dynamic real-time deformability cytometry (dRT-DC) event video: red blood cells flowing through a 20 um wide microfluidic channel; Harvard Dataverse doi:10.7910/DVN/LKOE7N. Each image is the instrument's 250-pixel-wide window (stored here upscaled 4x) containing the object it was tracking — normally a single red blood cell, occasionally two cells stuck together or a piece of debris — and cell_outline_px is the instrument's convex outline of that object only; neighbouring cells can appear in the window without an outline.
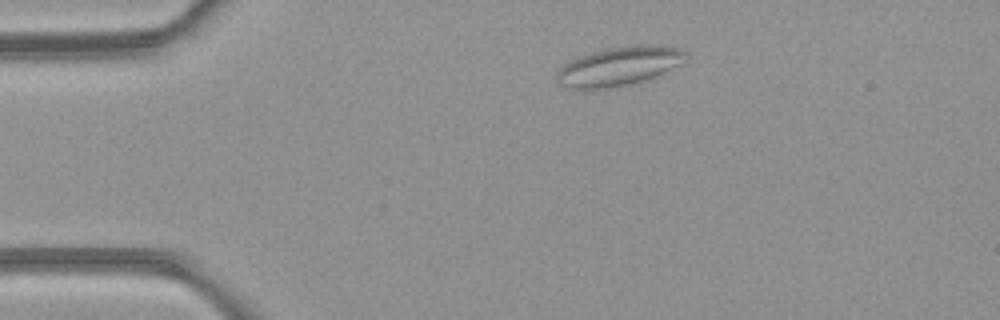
{"species": "common noctule bat (a hibernating species)", "species_latin": "Nyctalus noctula", "temperature_condition": "room temperature", "stored_images_in_passage": 3, "camera_frame_rate_fps": 3000, "um_per_image_px": 0.085, "animal": {"sex": "female", "body_mass_g": 21.9}, "frame": {"image": 1, "passage_image": 2, "time_ms": 1.0, "image_size_px": [1000, 320], "cell_outline_px": [[688, 56], [680, 64], [652, 80], [604, 88], [568, 88], [560, 84], [556, 80], [556, 72], [564, 64], [580, 56], [592, 52], [612, 48], [636, 44], [660, 44], [680, 48], [688, 52]], "centroid_in_image_um": [52.7, 5.61], "position_along_channel_um": 32.3, "area_um2": 29.48}}